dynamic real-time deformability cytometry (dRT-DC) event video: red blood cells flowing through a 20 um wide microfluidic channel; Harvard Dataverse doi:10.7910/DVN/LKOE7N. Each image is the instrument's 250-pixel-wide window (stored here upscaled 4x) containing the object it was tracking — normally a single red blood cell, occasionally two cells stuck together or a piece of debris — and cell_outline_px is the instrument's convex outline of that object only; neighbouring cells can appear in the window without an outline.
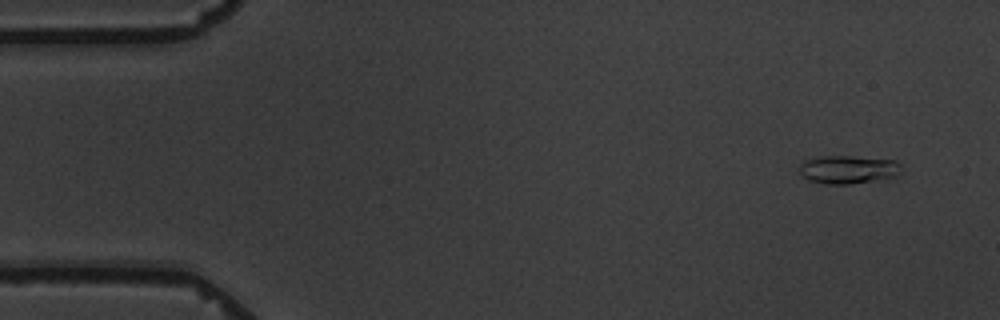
{"species": "common noctule bat (a hibernating species)", "species_latin": "Nyctalus noctula", "temperature_condition": "warm", "stored_images_in_passage": 4, "camera_frame_rate_fps": 3000, "um_per_image_px": 0.085, "animal": {"sex": "male", "body_mass_g": 19.5, "forearm_length_mm": 54.6}, "frame": {"image": 1, "passage_image": 1, "time_ms": 0.0, "image_size_px": [1000, 320], "cell_outline_px": [[900, 164], [896, 176], [848, 184], [824, 184], [808, 180], [800, 172], [800, 164], [808, 160], [820, 156], [852, 156], [892, 160]], "centroid_in_image_um": [72.04, 14.4], "position_along_channel_um": 13.0, "area_um2": 16.3}}